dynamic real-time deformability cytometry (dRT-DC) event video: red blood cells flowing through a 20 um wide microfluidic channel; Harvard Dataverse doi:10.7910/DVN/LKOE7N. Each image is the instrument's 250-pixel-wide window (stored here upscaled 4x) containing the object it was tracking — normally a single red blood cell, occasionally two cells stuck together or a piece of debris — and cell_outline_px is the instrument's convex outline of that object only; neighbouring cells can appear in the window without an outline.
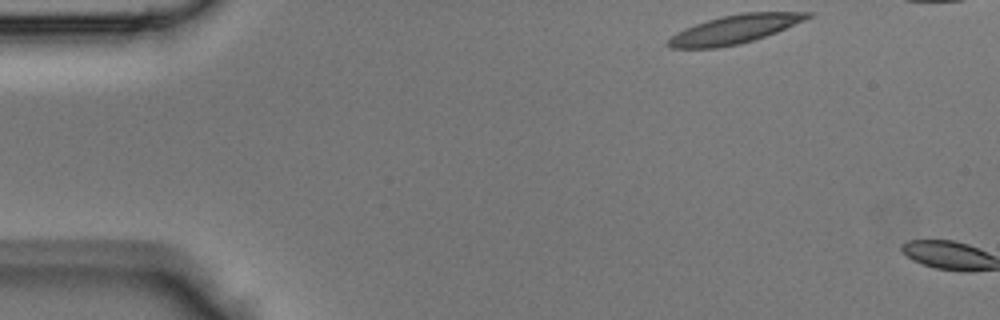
{"species": "Egyptian fruit bat (a non-hibernating species)", "species_latin": "Rousettus aegyptiacus", "temperature_condition": "room temperature", "stored_images_in_passage": 2, "camera_frame_rate_fps": 3000, "um_per_image_px": 0.085, "animal": {"sex": "male"}, "frame": {"image": 1, "passage_image": 1, "time_ms": 0.0, "image_size_px": [1000, 320], "cell_outline_px": [[816, 16], [776, 32], [740, 44], [716, 48], [668, 48], [664, 44], [672, 36], [684, 28], [708, 20], [740, 12], [816, 12]], "centroid_in_image_um": [62.48, 2.48], "position_along_channel_um": 22.5, "area_um2": 23.24}}